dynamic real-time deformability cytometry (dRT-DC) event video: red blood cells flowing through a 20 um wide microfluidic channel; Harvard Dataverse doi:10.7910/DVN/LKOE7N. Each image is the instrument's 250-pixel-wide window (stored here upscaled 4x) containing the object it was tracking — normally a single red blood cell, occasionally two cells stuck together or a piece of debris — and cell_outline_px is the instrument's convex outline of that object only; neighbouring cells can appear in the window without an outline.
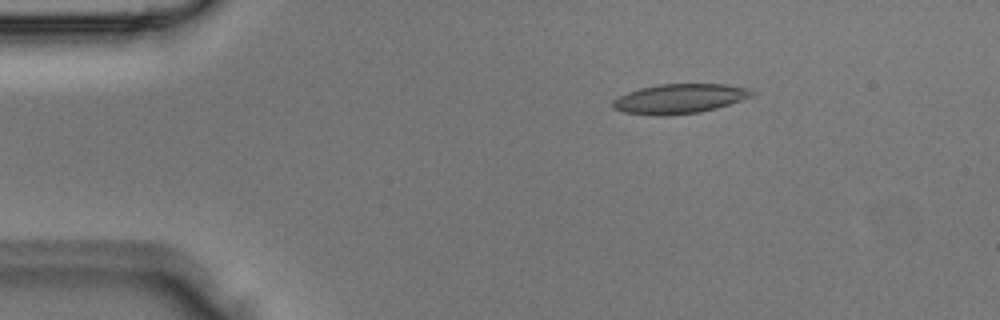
{"species": "Egyptian fruit bat (a non-hibernating species)", "species_latin": "Rousettus aegyptiacus", "temperature_condition": "room temperature", "stored_images_in_passage": 4, "segment_of_instrument_passage": [1, 2], "camera_frame_rate_fps": 3000, "um_per_image_px": 0.085, "animal": {"sex": "male"}, "frame": {"image": 1, "passage_image": 2, "time_ms": 0.333, "image_size_px": [1000, 320], "cell_outline_px": [[756, 92], [752, 96], [716, 108], [700, 112], [664, 116], [660, 116], [624, 112], [612, 108], [612, 100], [628, 92], [640, 88], [660, 84], [724, 84], [748, 88]], "centroid_in_image_um": [57.74, 8.39], "position_along_channel_um": 27.3, "area_um2": 23.87}}